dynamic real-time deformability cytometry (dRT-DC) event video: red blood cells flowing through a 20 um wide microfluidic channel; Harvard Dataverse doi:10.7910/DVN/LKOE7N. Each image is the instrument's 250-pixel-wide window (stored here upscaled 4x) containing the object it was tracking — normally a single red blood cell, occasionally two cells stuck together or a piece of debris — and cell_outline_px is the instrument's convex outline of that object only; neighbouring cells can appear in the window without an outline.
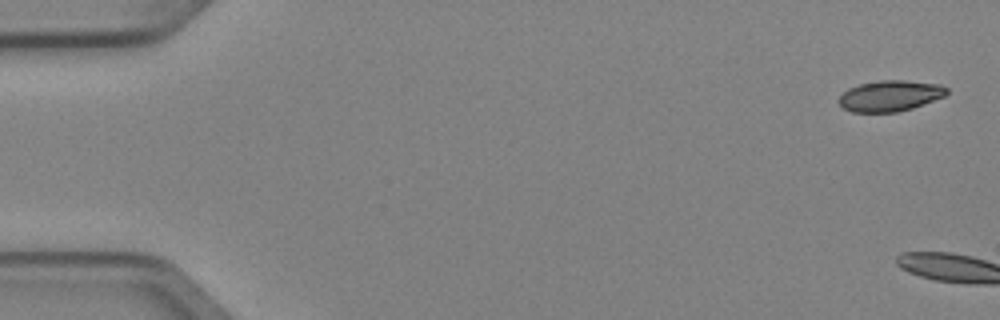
{"species": "Egyptian fruit bat (a non-hibernating species)", "species_latin": "Rousettus aegyptiacus", "temperature_condition": "cold", "stored_images_in_passage": 3, "camera_frame_rate_fps": 3000, "um_per_image_px": 0.085, "animal": {"sex": "female"}, "frame": {"image": 1, "passage_image": 1, "time_ms": 0.0, "image_size_px": [1000, 320], "cell_outline_px": [[948, 92], [944, 96], [912, 108], [896, 112], [852, 112], [844, 108], [836, 100], [848, 88], [860, 84], [880, 80], [904, 80], [940, 84], [948, 88]], "centroid_in_image_um": [75.64, 8.14], "position_along_channel_um": 9.4, "area_um2": 19.36}}